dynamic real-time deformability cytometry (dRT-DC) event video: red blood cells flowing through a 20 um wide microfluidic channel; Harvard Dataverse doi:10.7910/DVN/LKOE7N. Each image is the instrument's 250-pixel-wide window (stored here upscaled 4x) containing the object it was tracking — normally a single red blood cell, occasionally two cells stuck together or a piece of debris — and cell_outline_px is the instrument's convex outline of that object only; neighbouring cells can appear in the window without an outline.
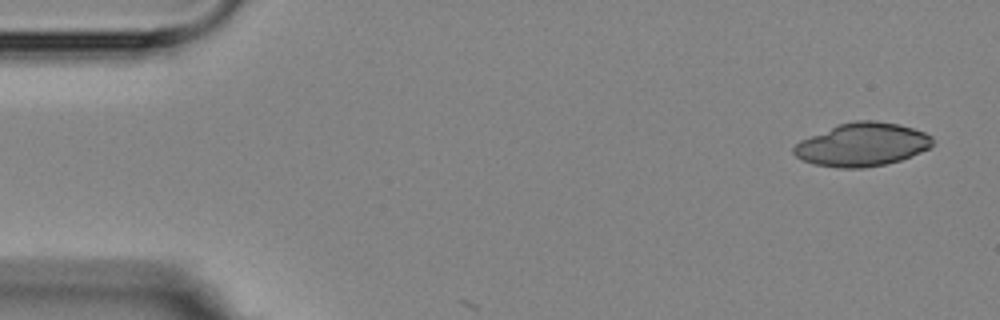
{"species": "Egyptian fruit bat (a non-hibernating species)", "species_latin": "Rousettus aegyptiacus", "temperature_condition": "room temperature", "stored_images_in_passage": 4, "camera_frame_rate_fps": 3000, "um_per_image_px": 0.085, "animal": {"sex": "female"}, "frame": {"image": 1, "passage_image": 1, "time_ms": 0.0, "image_size_px": [1000, 320], "cell_outline_px": [[932, 144], [928, 148], [912, 156], [900, 160], [884, 164], [864, 168], [836, 168], [816, 164], [804, 160], [796, 156], [792, 152], [792, 148], [800, 140], [836, 124], [856, 120], [876, 120], [896, 124], [912, 128], [924, 132], [932, 136]], "centroid_in_image_um": [73.25, 12.28], "position_along_channel_um": 11.7, "area_um2": 34.97}}